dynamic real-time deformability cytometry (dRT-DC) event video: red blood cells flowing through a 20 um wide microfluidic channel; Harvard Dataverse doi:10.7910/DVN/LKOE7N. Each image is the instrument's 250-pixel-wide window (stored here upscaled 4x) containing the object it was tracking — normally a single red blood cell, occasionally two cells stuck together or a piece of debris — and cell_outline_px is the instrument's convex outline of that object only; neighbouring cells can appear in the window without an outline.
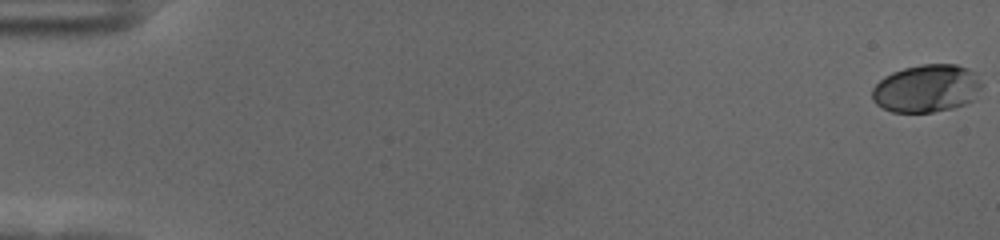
{"species": "human", "species_latin": "Homo sapiens", "temperature_condition": "cold", "stored_images_in_passage": 58, "camera_frame_rate_fps": 3000, "um_per_image_px": 0.085, "donor": {"sex": "female"}, "frame": {"image": 1, "passage_image": 1, "time_ms": 0.0, "image_size_px": [1000, 240], "cell_outline_px": [[984, 84], [972, 100], [964, 104], [952, 108], [932, 112], [892, 112], [876, 104], [872, 100], [872, 88], [884, 76], [892, 72], [904, 68], [920, 64], [956, 64], [968, 68], [976, 72]], "centroid_in_image_um": [78.78, 7.5], "position_along_channel_um": 6.2, "area_um2": 30.75}}
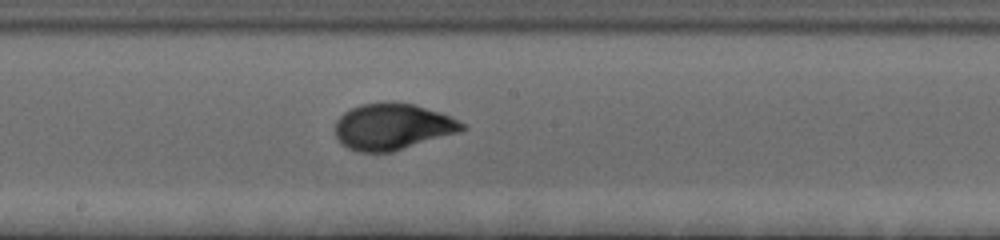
{"frame": {"image": 2, "passage_image": 33, "time_ms": 10.667, "image_size_px": [1000, 240], "cell_outline_px": [[468, 128], [460, 132], [392, 152], [360, 152], [348, 148], [340, 144], [336, 136], [336, 120], [348, 108], [360, 104], [388, 100], [392, 100], [412, 104], [440, 112], [452, 116], [464, 124]], "centroid_in_image_um": [33.36, 10.74], "position_along_channel_um": 214.8, "area_um2": 34.8}}
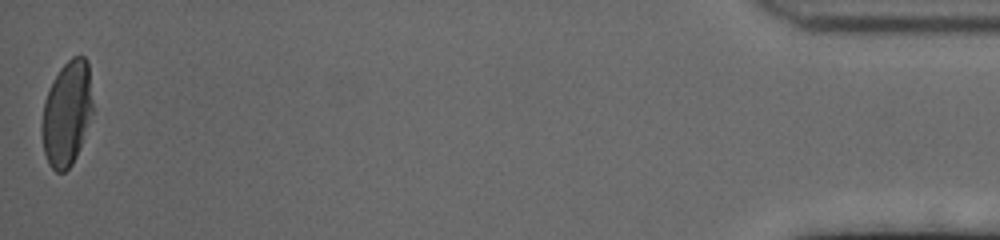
{"frame": {"image": 3, "passage_image": 58, "time_ms": 19.0, "image_size_px": [1000, 240], "cell_outline_px": [[92, 112], [76, 156], [72, 164], [64, 172], [56, 172], [48, 164], [44, 152], [40, 132], [40, 124], [44, 100], [52, 80], [60, 68], [72, 56], [84, 56], [88, 60], [92, 104]], "centroid_in_image_um": [5.64, 9.63], "position_along_channel_um": 429.6, "area_um2": 31.15}, "authors_computed_cell_mechanics": {"area_um2": 31.9634, "velocity_mm_per_s": 3.5984, "shape_relaxation_time_tau1_ms": 3.3668, "shape_relaxation_time_tau2_ms": null, "deformation_change_tau1": 0.1559, "deformation_change_tau2": null}}